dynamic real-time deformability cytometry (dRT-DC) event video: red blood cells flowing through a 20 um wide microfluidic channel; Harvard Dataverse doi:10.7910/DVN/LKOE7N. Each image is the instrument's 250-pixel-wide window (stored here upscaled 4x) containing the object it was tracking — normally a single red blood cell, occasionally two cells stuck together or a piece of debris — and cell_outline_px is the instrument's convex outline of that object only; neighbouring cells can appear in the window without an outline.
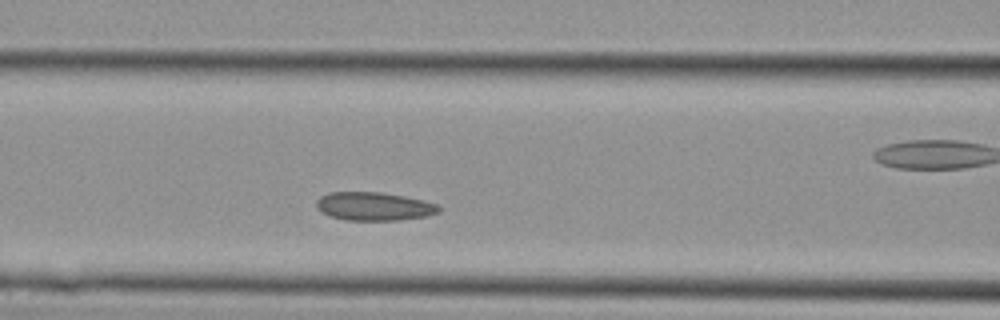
{"species": "Egyptian fruit bat (a non-hibernating species)", "species_latin": "Rousettus aegyptiacus", "temperature_condition": "cold", "stored_images_in_passage": 23, "camera_frame_rate_fps": 3000, "um_per_image_px": 0.085, "animal": {"sex": "female"}, "frame": {"image": 1, "passage_image": 4, "time_ms": 1.0, "image_size_px": [1000, 320], "cell_outline_px": [[440, 212], [428, 216], [400, 220], [344, 220], [328, 216], [316, 208], [316, 200], [320, 196], [328, 192], [380, 192], [404, 196], [424, 200], [440, 204]], "centroid_in_image_um": [31.8, 17.54], "position_along_channel_um": 134.8, "area_um2": 20.58}}
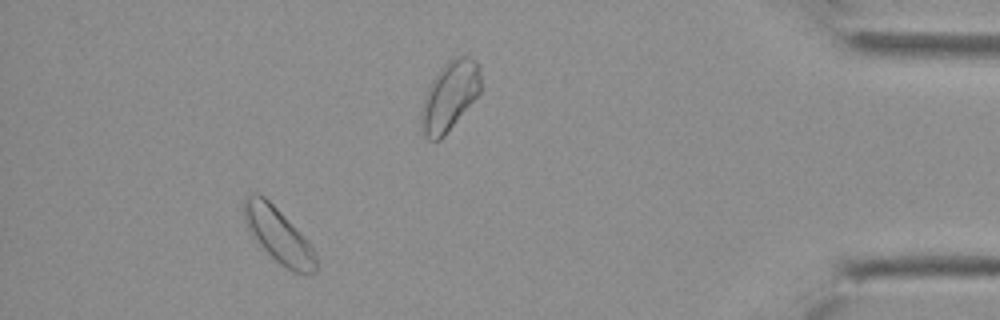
{"frame": {"image": 2, "passage_image": 20, "time_ms": 6.333, "image_size_px": [1000, 320], "cell_outline_px": [[316, 272], [292, 272], [280, 264], [248, 232], [244, 220], [244, 196], [248, 192], [256, 192], [264, 196], [300, 232], [316, 252]], "centroid_in_image_um": [23.62, 19.95], "position_along_channel_um": 411.6, "area_um2": 22.72}}